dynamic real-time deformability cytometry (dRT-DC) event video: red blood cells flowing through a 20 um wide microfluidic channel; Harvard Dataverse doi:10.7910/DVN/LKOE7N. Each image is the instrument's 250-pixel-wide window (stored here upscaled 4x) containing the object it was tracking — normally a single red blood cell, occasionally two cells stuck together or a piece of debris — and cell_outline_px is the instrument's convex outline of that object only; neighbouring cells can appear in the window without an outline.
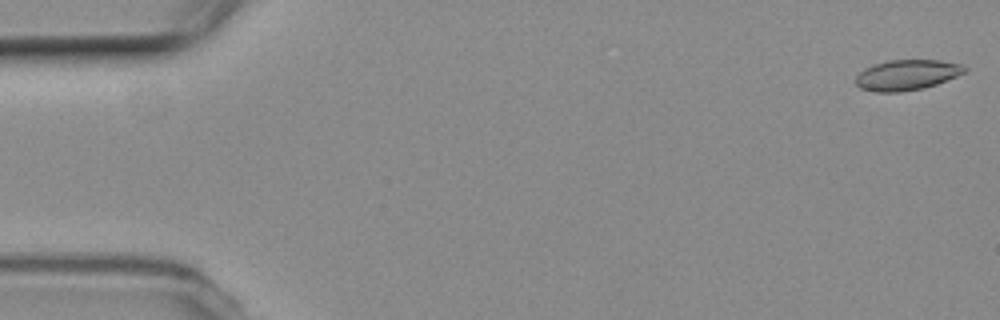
{"species": "common noctule bat (a hibernating species)", "species_latin": "Nyctalus noctula", "temperature_condition": "room temperature", "stored_images_in_passage": 53, "camera_frame_rate_fps": 3000, "um_per_image_px": 0.085, "animal": {"sex": "female", "body_mass_g": 19.3, "forearm_length_mm": 54.1}, "frame": {"image": 1, "passage_image": 1, "time_ms": 0.0, "image_size_px": [1000, 320], "cell_outline_px": [[968, 68], [964, 72], [956, 76], [936, 84], [924, 88], [900, 92], [876, 92], [860, 88], [856, 84], [856, 76], [864, 68], [872, 64], [888, 60], [940, 60], [960, 64]], "centroid_in_image_um": [77.05, 6.37], "position_along_channel_um": 7.9, "area_um2": 19.31}}
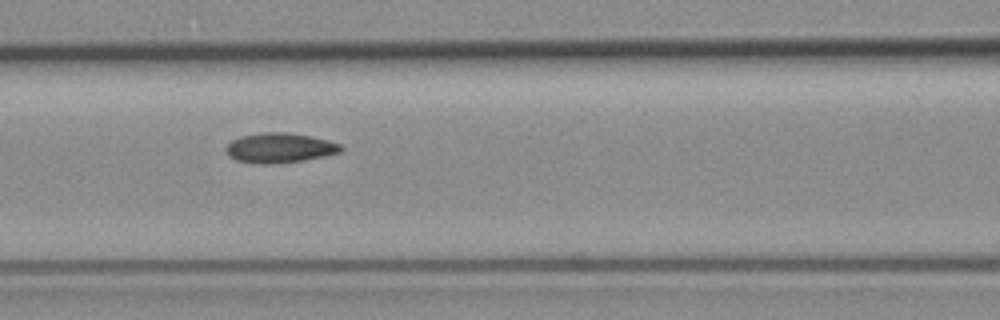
{"frame": {"image": 2, "passage_image": 23, "time_ms": 7.333, "image_size_px": [1000, 320], "cell_outline_px": [[344, 148], [340, 152], [324, 156], [304, 160], [272, 164], [260, 164], [236, 160], [228, 156], [224, 148], [232, 140], [240, 136], [264, 132], [288, 132], [312, 136], [328, 140], [340, 144]], "centroid_in_image_um": [23.76, 12.56], "position_along_channel_um": 142.8, "area_um2": 20.11}}
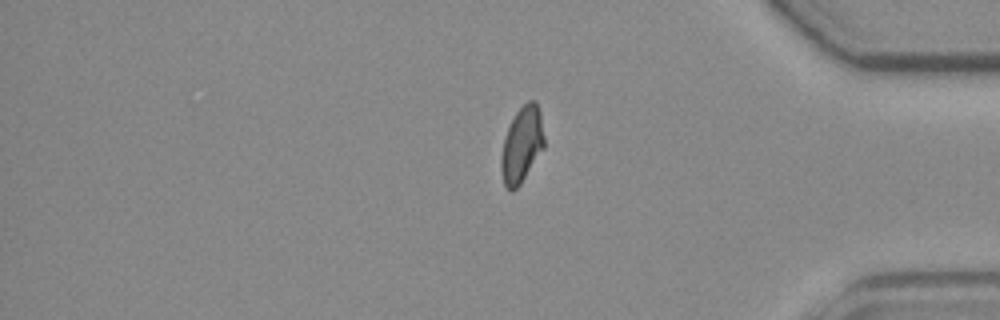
{"frame": {"image": 3, "passage_image": 45, "time_ms": 14.667, "image_size_px": [1000, 320], "cell_outline_px": [[544, 148], [520, 184], [512, 192], [504, 184], [500, 168], [500, 156], [504, 140], [508, 128], [516, 112], [528, 100], [536, 100], [540, 112], [544, 136]], "centroid_in_image_um": [44.35, 12.3], "position_along_channel_um": 390.8, "area_um2": 18.9}, "authors_computed_cell_mechanics": {"area_um2": 19.363, "velocity_mm_per_s": 3.7435, "shape_relaxation_time_tau1_ms": null, "shape_relaxation_time_tau2_ms": 2.3443, "deformation_change_tau1": null, "deformation_change_tau2": 0.0587}}